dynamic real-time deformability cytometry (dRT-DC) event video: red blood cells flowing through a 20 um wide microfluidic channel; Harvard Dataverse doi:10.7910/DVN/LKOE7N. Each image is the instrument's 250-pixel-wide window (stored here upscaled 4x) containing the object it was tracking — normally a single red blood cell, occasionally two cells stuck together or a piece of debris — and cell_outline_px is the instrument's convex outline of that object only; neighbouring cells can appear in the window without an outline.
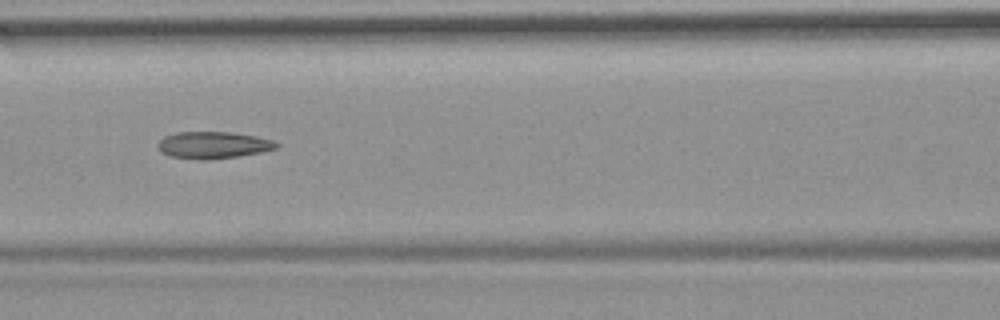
{"species": "common noctule bat (a hibernating species)", "species_latin": "Nyctalus noctula", "temperature_condition": "room temperature", "stored_images_in_passage": 52, "camera_frame_rate_fps": 3000, "um_per_image_px": 0.085, "animal": {"sex": "female", "body_mass_g": 19.9}, "frame": {"image": 1, "passage_image": 23, "time_ms": 7.333, "image_size_px": [1000, 320], "cell_outline_px": [[280, 144], [276, 148], [260, 152], [236, 156], [208, 160], [196, 160], [168, 156], [160, 152], [156, 144], [164, 136], [176, 132], [228, 132], [256, 136], [272, 140]], "centroid_in_image_um": [18.05, 12.33], "position_along_channel_um": 148.5, "area_um2": 18.67}}